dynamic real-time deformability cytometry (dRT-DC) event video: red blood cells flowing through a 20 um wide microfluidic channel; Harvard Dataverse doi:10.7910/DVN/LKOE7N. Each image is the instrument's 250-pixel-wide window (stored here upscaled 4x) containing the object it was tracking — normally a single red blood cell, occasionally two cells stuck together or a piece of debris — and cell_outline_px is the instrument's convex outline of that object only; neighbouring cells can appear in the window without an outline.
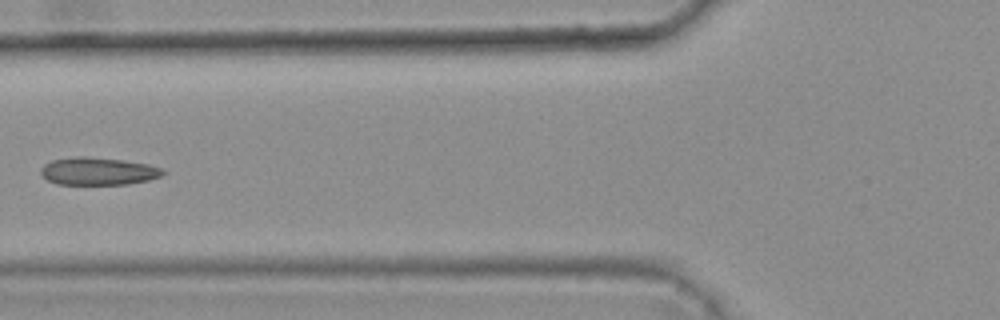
{"species": "common noctule bat (a hibernating species)", "species_latin": "Nyctalus noctula", "temperature_condition": "warm", "stored_images_in_passage": 6, "camera_frame_rate_fps": 3000, "um_per_image_px": 0.085, "animal": {"sex": "female", "body_mass_g": 25.1}, "frame": {"image": 1, "passage_image": 5, "time_ms": 1.333, "image_size_px": [1000, 320], "cell_outline_px": [[164, 172], [160, 176], [148, 180], [128, 184], [56, 184], [48, 180], [40, 172], [40, 168], [44, 164], [52, 160], [76, 156], [88, 156], [120, 160], [148, 164], [160, 168]], "centroid_in_image_um": [8.29, 14.55], "position_along_channel_um": 117.5, "area_um2": 19.48}}
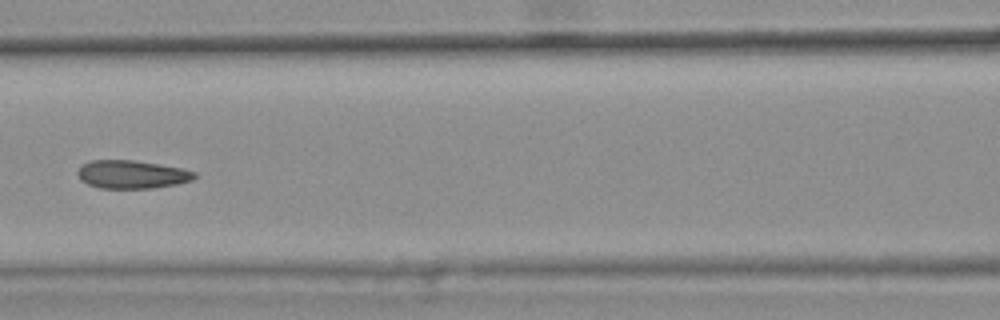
{"frame": {"image": 2, "passage_image": 6, "time_ms": 1.667, "image_size_px": [1000, 320], "cell_outline_px": [[196, 176], [192, 180], [176, 184], [152, 188], [100, 188], [88, 184], [80, 180], [76, 172], [80, 164], [92, 160], [132, 160], [180, 168], [196, 172]], "centroid_in_image_um": [11.15, 14.82], "position_along_channel_um": 155.5, "area_um2": 19.13}}